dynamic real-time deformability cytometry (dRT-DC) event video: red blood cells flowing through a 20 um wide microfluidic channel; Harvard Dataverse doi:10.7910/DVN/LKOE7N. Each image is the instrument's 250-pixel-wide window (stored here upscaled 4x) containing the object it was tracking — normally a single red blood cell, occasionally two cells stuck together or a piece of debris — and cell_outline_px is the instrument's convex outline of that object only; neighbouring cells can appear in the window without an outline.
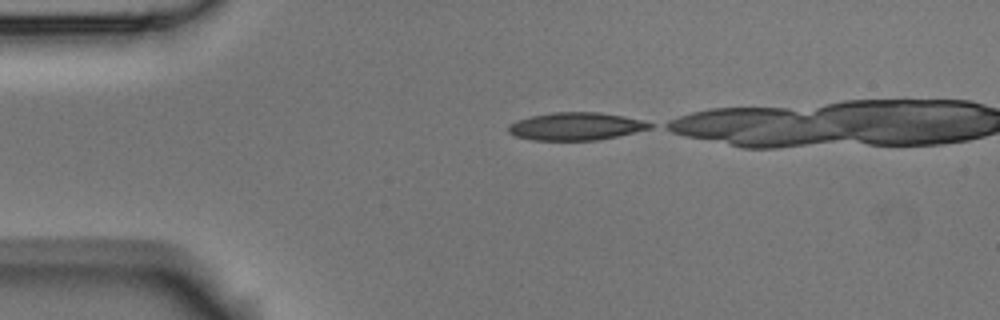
{"species": "Egyptian fruit bat (a non-hibernating species)", "species_latin": "Rousettus aegyptiacus", "temperature_condition": "room temperature", "stored_images_in_passage": 13, "camera_frame_rate_fps": 3000, "um_per_image_px": 0.085, "animal": {"sex": "male"}, "frame": {"image": 1, "passage_image": 1, "time_ms": 0.0, "image_size_px": [1000, 320], "cell_outline_px": [[652, 128], [636, 132], [600, 140], [532, 140], [516, 136], [508, 132], [508, 124], [516, 120], [532, 116], [552, 112], [600, 112], [624, 116], [644, 120], [652, 124]], "centroid_in_image_um": [48.96, 10.73], "position_along_channel_um": 36.0, "area_um2": 23.0}}
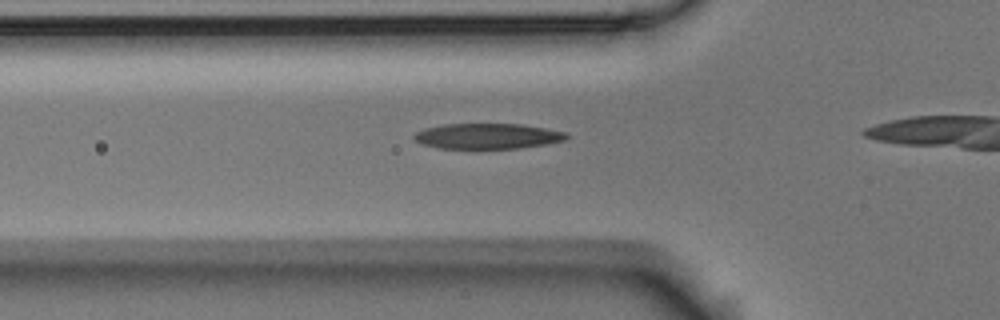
{"frame": {"image": 2, "passage_image": 8, "time_ms": 2.333, "image_size_px": [1000, 320], "cell_outline_px": [[568, 136], [564, 140], [544, 144], [520, 148], [440, 148], [424, 144], [416, 140], [412, 136], [416, 132], [424, 128], [444, 124], [520, 124], [544, 128], [564, 132]], "centroid_in_image_um": [41.4, 11.56], "position_along_channel_um": 84.4, "area_um2": 22.25}}
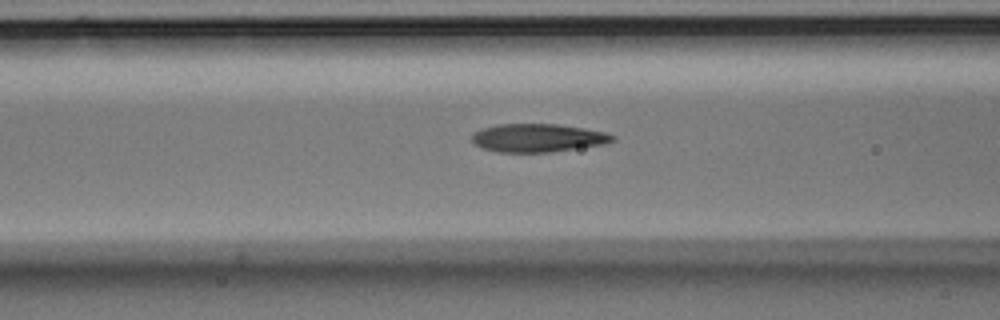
{"frame": {"image": 3, "passage_image": 11, "time_ms": 3.333, "image_size_px": [1000, 320], "cell_outline_px": [[616, 140], [604, 144], [552, 152], [500, 152], [484, 148], [476, 144], [472, 140], [472, 132], [480, 128], [496, 124], [556, 124], [584, 128], [604, 132], [616, 136]], "centroid_in_image_um": [45.71, 11.71], "position_along_channel_um": 120.9, "area_um2": 23.18}}